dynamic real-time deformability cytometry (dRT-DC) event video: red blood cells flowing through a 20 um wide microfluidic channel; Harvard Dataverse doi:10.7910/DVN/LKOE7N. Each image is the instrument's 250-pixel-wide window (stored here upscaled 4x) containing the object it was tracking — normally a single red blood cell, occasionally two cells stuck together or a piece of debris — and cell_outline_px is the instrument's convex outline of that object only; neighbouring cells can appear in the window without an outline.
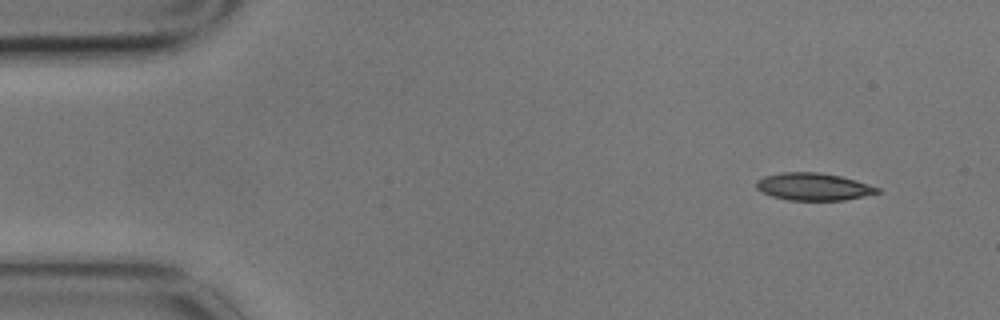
{"species": "common noctule bat (a hibernating species)", "species_latin": "Nyctalus noctula", "temperature_condition": "cold", "stored_images_in_passage": 4, "camera_frame_rate_fps": 3000, "um_per_image_px": 0.085, "animal": {"sex": "male", "body_mass_g": 17.9}, "frame": {"image": 1, "passage_image": 1, "time_ms": 0.0, "image_size_px": [1000, 320], "cell_outline_px": [[880, 192], [864, 196], [844, 200], [788, 200], [772, 196], [756, 188], [756, 180], [764, 176], [780, 172], [820, 172], [840, 176], [856, 180], [880, 188]], "centroid_in_image_um": [69.13, 15.86], "position_along_channel_um": 15.9, "area_um2": 19.31}}
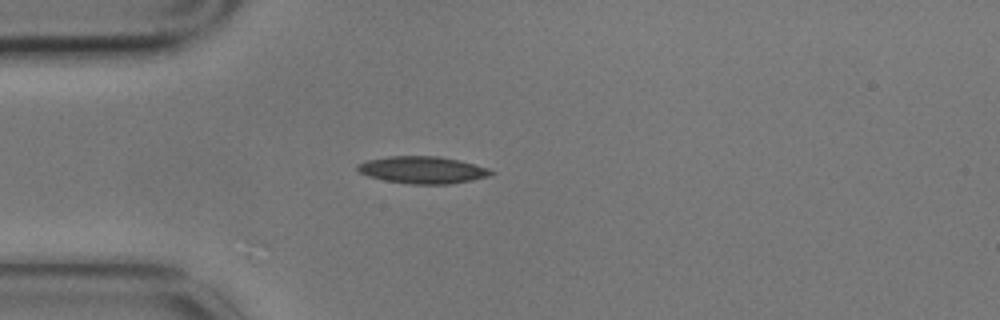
{"frame": {"image": 2, "passage_image": 4, "time_ms": 1.0, "image_size_px": [1000, 320], "cell_outline_px": [[496, 172], [488, 176], [472, 180], [448, 184], [412, 184], [384, 180], [368, 176], [360, 172], [356, 168], [356, 164], [368, 160], [388, 156], [440, 156], [460, 160], [488, 168]], "centroid_in_image_um": [35.92, 14.44], "position_along_channel_um": 49.1, "area_um2": 21.1}}